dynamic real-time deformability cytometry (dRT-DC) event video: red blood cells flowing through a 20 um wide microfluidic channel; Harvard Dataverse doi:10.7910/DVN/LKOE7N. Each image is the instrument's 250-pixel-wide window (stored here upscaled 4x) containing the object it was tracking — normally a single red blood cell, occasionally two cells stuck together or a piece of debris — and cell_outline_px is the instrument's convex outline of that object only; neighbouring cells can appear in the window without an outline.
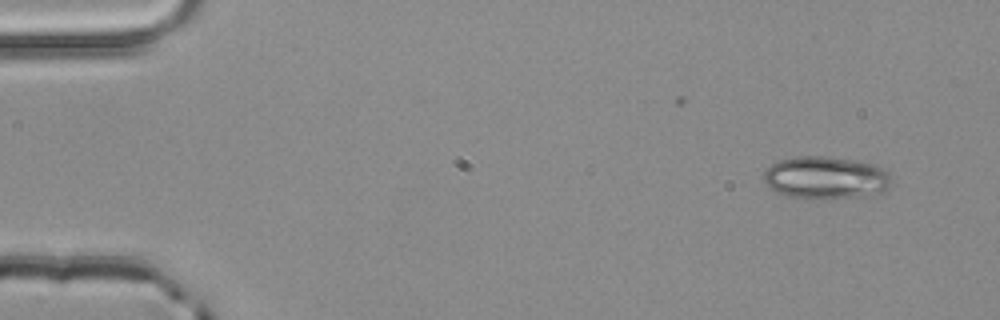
{"species": "common noctule bat (a hibernating species)", "species_latin": "Nyctalus noctula", "temperature_condition": "room temperature", "stored_images_in_passage": 4, "camera_frame_rate_fps": 3000, "um_per_image_px": 0.085, "animal": {"sex": "male", "body_mass_g": 20.4}, "frame": {"image": 1, "passage_image": 1, "time_ms": 0.0, "image_size_px": [1000, 320], "cell_outline_px": [[892, 180], [888, 188], [880, 192], [860, 196], [788, 196], [776, 192], [764, 184], [764, 172], [772, 164], [780, 160], [796, 156], [828, 156], [876, 164], [884, 168], [888, 172]], "centroid_in_image_um": [70.19, 15.05], "position_along_channel_um": 14.8, "area_um2": 30.92}}